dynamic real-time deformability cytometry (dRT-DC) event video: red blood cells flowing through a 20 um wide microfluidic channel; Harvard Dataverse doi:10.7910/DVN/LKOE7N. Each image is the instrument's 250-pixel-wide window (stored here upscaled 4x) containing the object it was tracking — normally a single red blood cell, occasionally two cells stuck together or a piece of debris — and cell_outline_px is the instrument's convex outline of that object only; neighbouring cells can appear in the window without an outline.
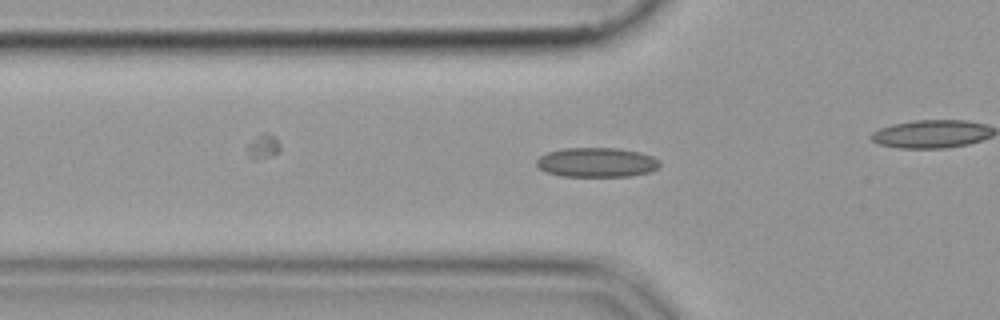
{"species": "common noctule bat (a hibernating species)", "species_latin": "Nyctalus noctula", "temperature_condition": "cold", "stored_images_in_passage": 44, "camera_frame_rate_fps": 3000, "um_per_image_px": 0.085, "animal": {"sex": "female", "body_mass_g": 19.9}, "frame": {"image": 1, "passage_image": 18, "time_ms": 5.667, "image_size_px": [1000, 320], "cell_outline_px": [[660, 164], [656, 168], [648, 172], [628, 176], [560, 176], [544, 172], [536, 164], [536, 160], [540, 156], [548, 152], [564, 148], [616, 148], [640, 152], [652, 156], [660, 160]], "centroid_in_image_um": [50.69, 13.8], "position_along_channel_um": 75.1, "area_um2": 21.15}}
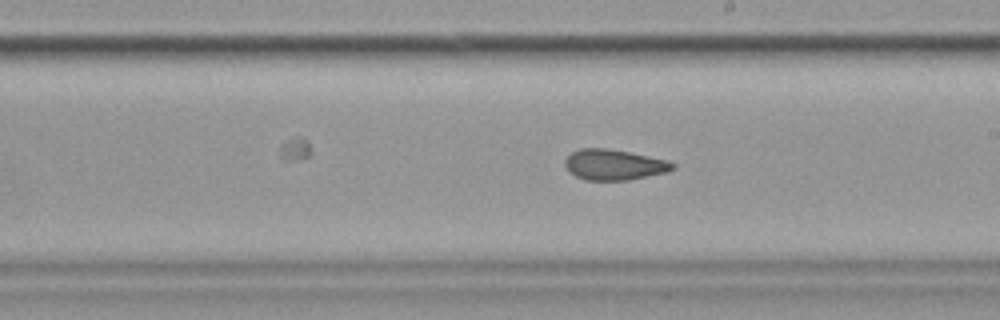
{"frame": {"image": 2, "passage_image": 31, "time_ms": 10.0, "image_size_px": [1000, 320], "cell_outline_px": [[676, 168], [668, 172], [628, 180], [584, 180], [568, 172], [564, 164], [564, 160], [572, 152], [580, 148], [608, 148], [668, 160], [676, 164]], "centroid_in_image_um": [52.19, 14.0], "position_along_channel_um": 236.8, "area_um2": 19.36}}
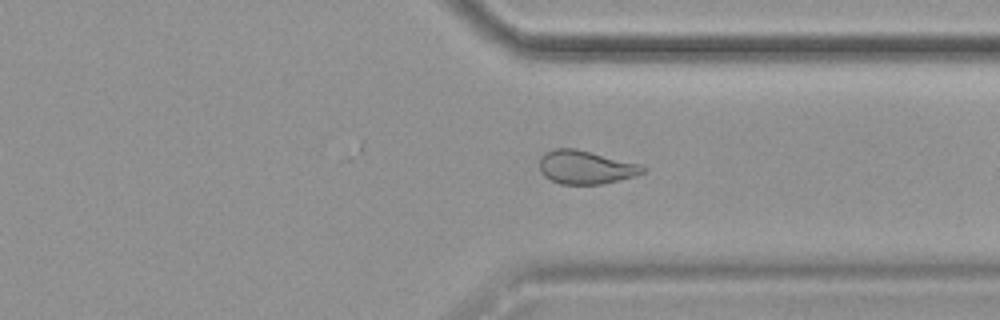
{"frame": {"image": 3, "passage_image": 41, "time_ms": 13.333, "image_size_px": [1000, 320], "cell_outline_px": [[644, 172], [636, 176], [600, 184], [560, 184], [544, 176], [540, 172], [540, 156], [544, 152], [552, 148], [576, 148], [640, 164], [644, 168]], "centroid_in_image_um": [49.74, 14.2], "position_along_channel_um": 361.7, "area_um2": 20.17}}